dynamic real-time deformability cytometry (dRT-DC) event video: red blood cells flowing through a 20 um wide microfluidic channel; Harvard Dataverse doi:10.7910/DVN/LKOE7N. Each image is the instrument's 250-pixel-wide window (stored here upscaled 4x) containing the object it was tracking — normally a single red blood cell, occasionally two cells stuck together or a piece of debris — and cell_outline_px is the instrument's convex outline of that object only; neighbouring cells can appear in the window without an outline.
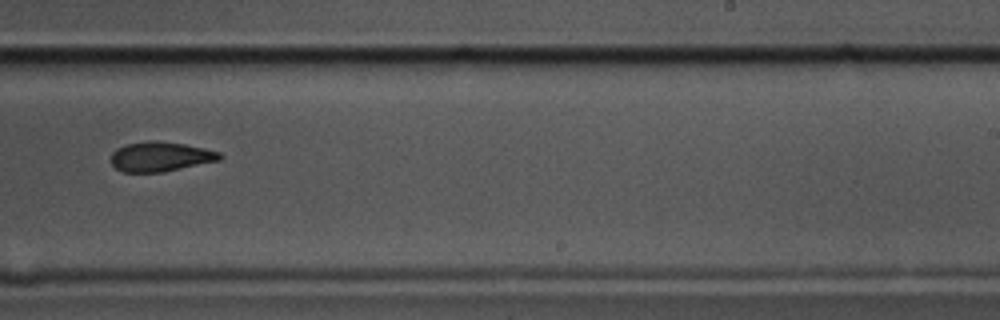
{"species": "common noctule bat (a hibernating species)", "species_latin": "Nyctalus noctula", "temperature_condition": "cold", "stored_images_in_passage": 9, "camera_frame_rate_fps": 3000, "um_per_image_px": 0.085, "animal": {"sex": "male", "body_mass_g": 17.5, "forearm_length_mm": 52.3}, "frame": {"image": 1, "passage_image": 9, "time_ms": 2.667, "image_size_px": [1000, 320], "cell_outline_px": [[224, 156], [220, 160], [164, 172], [124, 172], [116, 168], [112, 164], [112, 152], [116, 148], [124, 144], [152, 140], [156, 140], [184, 144], [204, 148], [220, 152]], "centroid_in_image_um": [13.65, 13.31], "position_along_channel_um": 275.4, "area_um2": 18.9}}